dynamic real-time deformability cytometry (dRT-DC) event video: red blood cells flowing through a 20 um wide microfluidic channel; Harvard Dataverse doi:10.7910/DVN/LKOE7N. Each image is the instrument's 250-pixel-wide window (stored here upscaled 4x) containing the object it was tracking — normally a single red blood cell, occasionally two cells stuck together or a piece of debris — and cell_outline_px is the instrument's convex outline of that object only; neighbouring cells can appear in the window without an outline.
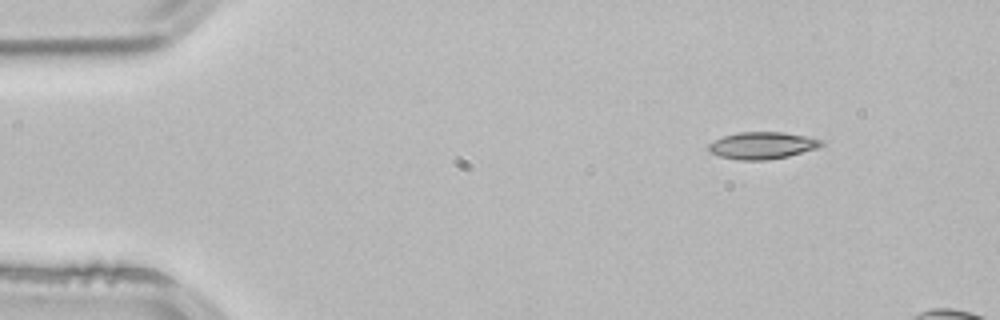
{"species": "common noctule bat (a hibernating species)", "species_latin": "Nyctalus noctula", "temperature_condition": "room temperature", "stored_images_in_passage": 3, "camera_frame_rate_fps": 3000, "um_per_image_px": 0.085, "animal": {"sex": "male", "body_mass_g": 21.5, "forearm_length_mm": 52.0}, "frame": {"image": 1, "passage_image": 1, "time_ms": 0.0, "image_size_px": [1000, 320], "cell_outline_px": [[824, 144], [816, 148], [788, 156], [768, 160], [740, 160], [720, 156], [712, 152], [708, 148], [708, 144], [724, 136], [740, 132], [784, 132], [824, 140]], "centroid_in_image_um": [64.81, 12.36], "position_along_channel_um": 20.2, "area_um2": 17.51}}